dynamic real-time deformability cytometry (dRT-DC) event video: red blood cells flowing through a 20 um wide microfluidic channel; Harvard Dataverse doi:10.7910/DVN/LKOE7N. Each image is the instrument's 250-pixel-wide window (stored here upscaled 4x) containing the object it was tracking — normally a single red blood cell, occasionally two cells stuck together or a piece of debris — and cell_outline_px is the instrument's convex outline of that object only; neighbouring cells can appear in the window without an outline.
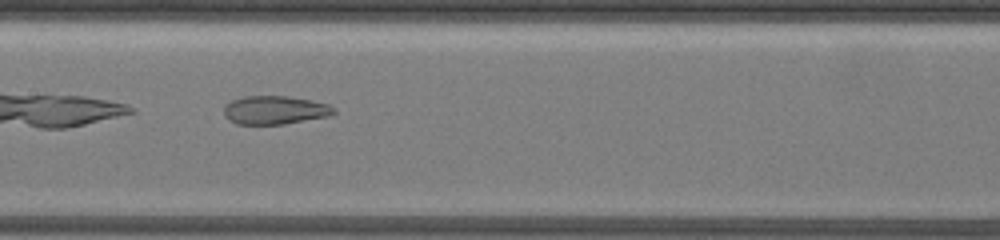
{"species": "common noctule bat (a hibernating species)", "species_latin": "Nyctalus noctula", "temperature_condition": "warm", "stored_images_in_passage": 42, "camera_frame_rate_fps": 3000, "um_per_image_px": 0.085, "animal": {"sex": "female", "body_mass_g": 19.5, "forearm_length_mm": 54.1}, "frame": {"image": 1, "passage_image": 25, "time_ms": 11.0, "image_size_px": [1000, 240], "cell_outline_px": [[336, 112], [328, 116], [284, 124], [236, 124], [228, 120], [224, 116], [224, 108], [232, 100], [244, 96], [284, 96], [312, 100], [328, 104], [336, 108]], "centroid_in_image_um": [23.36, 9.36], "position_along_channel_um": 184.0, "area_um2": 18.21}}
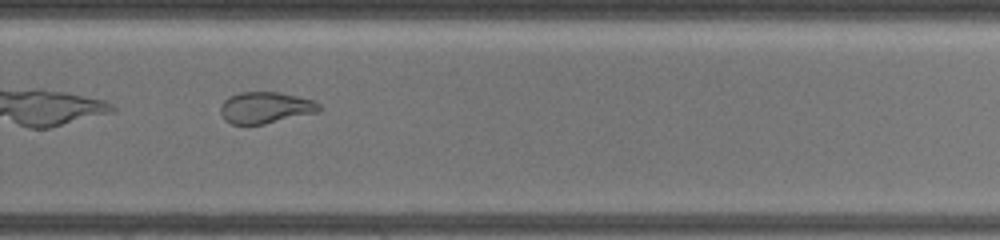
{"frame": {"image": 2, "passage_image": 32, "time_ms": 14.333, "image_size_px": [1000, 240], "cell_outline_px": [[320, 112], [264, 124], [232, 124], [224, 120], [220, 112], [220, 108], [224, 100], [228, 96], [240, 92], [276, 92], [316, 100], [320, 104]], "centroid_in_image_um": [22.57, 9.15], "position_along_channel_um": 307.2, "area_um2": 18.21}}
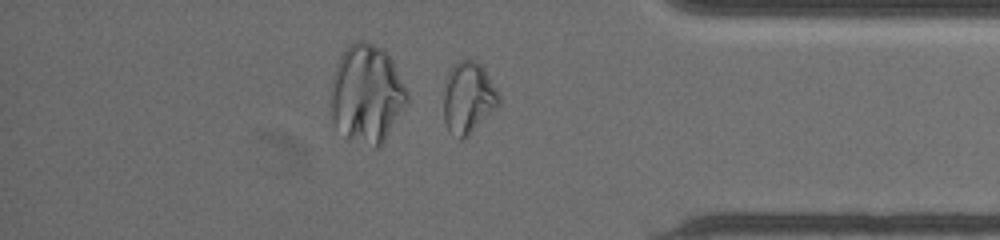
{"frame": {"image": 3, "passage_image": 38, "time_ms": 17.0, "image_size_px": [1000, 240], "cell_outline_px": [[500, 104], [464, 140], [460, 140], [448, 132], [444, 120], [444, 88], [448, 72], [460, 60], [476, 60], [484, 68], [496, 88], [500, 96]], "centroid_in_image_um": [39.8, 8.34], "position_along_channel_um": 395.4, "area_um2": 23.12}, "authors_computed_cell_mechanics": {"area_um2": 25.7788, "velocity_mm_per_s": 3.7054, "shape_relaxation_time_tau1_ms": null, "shape_relaxation_time_tau2_ms": 2.0744, "deformation_change_tau1": null, "deformation_change_tau2": 0.0916}}